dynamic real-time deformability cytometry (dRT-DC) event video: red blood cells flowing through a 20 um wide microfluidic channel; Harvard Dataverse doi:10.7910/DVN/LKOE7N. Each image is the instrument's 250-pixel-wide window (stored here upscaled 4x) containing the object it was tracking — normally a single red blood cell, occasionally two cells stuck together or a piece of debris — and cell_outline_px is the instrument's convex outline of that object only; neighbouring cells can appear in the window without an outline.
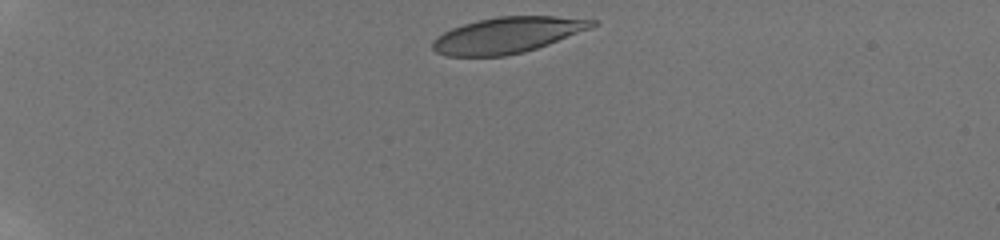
{"species": "human", "species_latin": "Homo sapiens", "temperature_condition": "room temperature", "stored_images_in_passage": 4, "camera_frame_rate_fps": 3000, "um_per_image_px": 0.085, "donor": {"sex": "male"}, "frame": {"image": 1, "passage_image": 1, "time_ms": 0.0, "image_size_px": [1000, 240], "cell_outline_px": [[596, 24], [592, 28], [548, 44], [524, 52], [504, 56], [448, 56], [436, 52], [432, 48], [432, 40], [436, 36], [452, 28], [464, 24], [480, 20], [500, 16], [556, 16], [596, 20]], "centroid_in_image_um": [43.12, 2.98], "position_along_channel_um": 41.9, "area_um2": 33.23}}
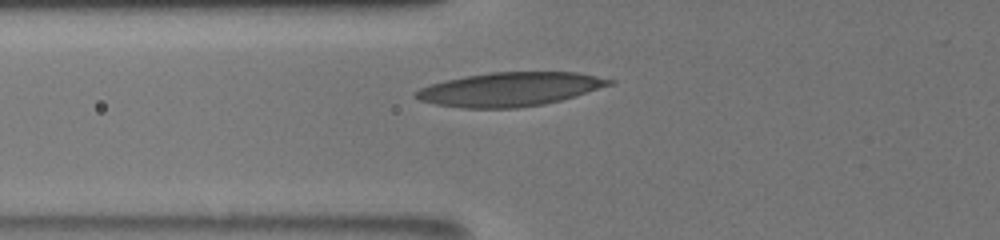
{"frame": {"image": 2, "passage_image": 4, "time_ms": 1.0, "image_size_px": [1000, 240], "cell_outline_px": [[616, 80], [612, 84], [560, 100], [544, 104], [516, 108], [460, 108], [436, 104], [420, 100], [412, 96], [412, 92], [428, 84], [444, 80], [492, 72], [576, 72]], "centroid_in_image_um": [43.27, 7.59], "position_along_channel_um": 82.5, "area_um2": 38.03}}